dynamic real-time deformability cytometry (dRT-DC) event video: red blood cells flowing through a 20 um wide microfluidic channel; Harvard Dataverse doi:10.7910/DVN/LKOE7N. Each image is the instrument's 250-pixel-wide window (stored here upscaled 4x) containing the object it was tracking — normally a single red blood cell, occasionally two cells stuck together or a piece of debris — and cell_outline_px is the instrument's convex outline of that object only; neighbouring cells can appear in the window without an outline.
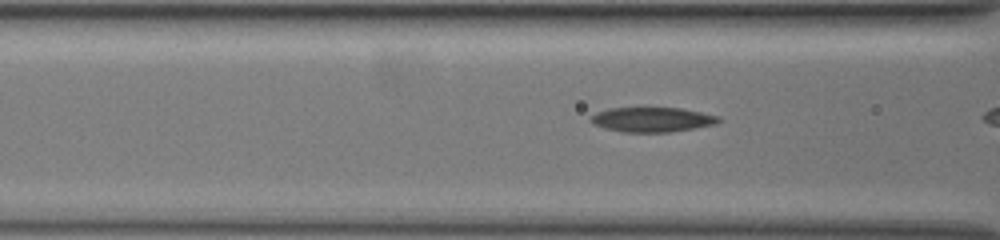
{"species": "common noctule bat (a hibernating species)", "species_latin": "Nyctalus noctula", "temperature_condition": "warm", "stored_images_in_passage": 26, "camera_frame_rate_fps": 3000, "um_per_image_px": 0.085, "animal": {"sex": "female", "body_mass_g": 19.5, "forearm_length_mm": 54.1}, "frame": {"image": 1, "passage_image": 5, "time_ms": 1.333, "image_size_px": [1000, 240], "cell_outline_px": [[724, 120], [716, 124], [696, 128], [672, 132], [620, 132], [604, 128], [592, 124], [588, 120], [596, 112], [612, 108], [680, 108], [720, 116]], "centroid_in_image_um": [55.45, 10.17], "position_along_channel_um": 111.1, "area_um2": 18.61}}
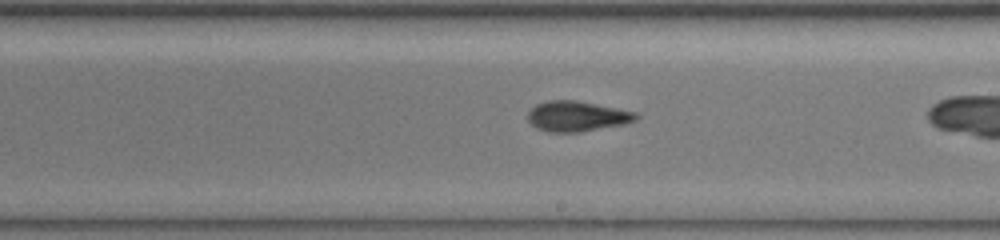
{"frame": {"image": 2, "passage_image": 15, "time_ms": 4.667, "image_size_px": [1000, 240], "cell_outline_px": [[640, 116], [636, 120], [624, 124], [580, 132], [548, 132], [536, 128], [528, 120], [528, 112], [536, 104], [548, 100], [576, 100], [636, 112]], "centroid_in_image_um": [49.04, 9.88], "position_along_channel_um": 240.0, "area_um2": 19.07}}
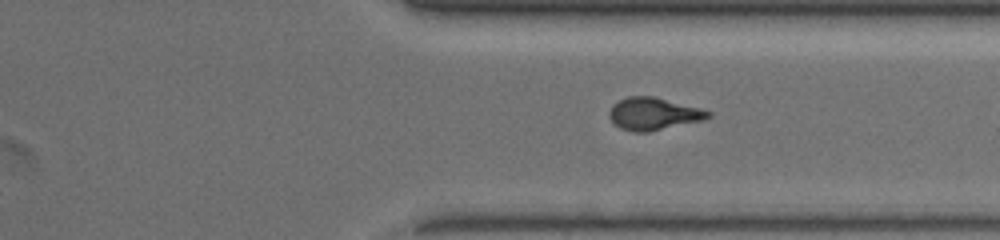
{"frame": {"image": 3, "passage_image": 24, "time_ms": 7.667, "image_size_px": [1000, 240], "cell_outline_px": [[712, 116], [704, 120], [648, 132], [632, 132], [620, 128], [608, 116], [608, 112], [612, 104], [628, 96], [652, 96], [700, 108], [712, 112]], "centroid_in_image_um": [55.54, 9.68], "position_along_channel_um": 355.9, "area_um2": 18.67}}